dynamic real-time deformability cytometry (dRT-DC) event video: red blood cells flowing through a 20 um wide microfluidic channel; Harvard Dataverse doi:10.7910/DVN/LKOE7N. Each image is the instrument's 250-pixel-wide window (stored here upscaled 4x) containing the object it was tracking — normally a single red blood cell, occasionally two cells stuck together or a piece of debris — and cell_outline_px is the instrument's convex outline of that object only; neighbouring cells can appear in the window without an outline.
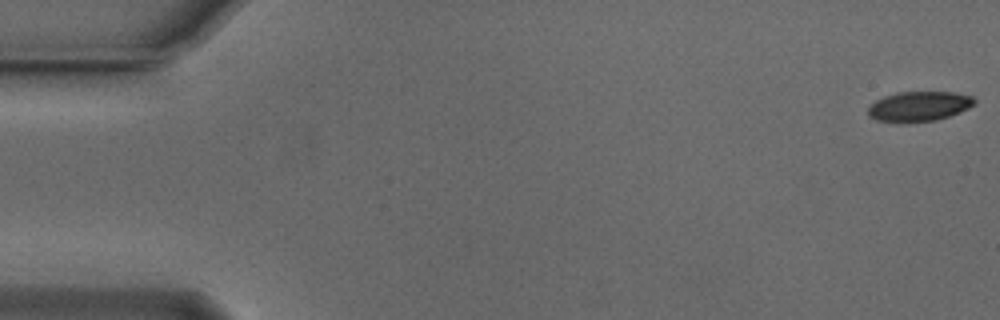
{"species": "Egyptian fruit bat (a non-hibernating species)", "species_latin": "Rousettus aegyptiacus", "temperature_condition": "cold", "stored_images_in_passage": 14, "camera_frame_rate_fps": 3000, "um_per_image_px": 0.085, "animal": {"sex": "male"}, "frame": {"image": 1, "passage_image": 1, "time_ms": 0.0, "image_size_px": [1000, 320], "cell_outline_px": [[976, 104], [960, 112], [936, 120], [904, 124], [876, 120], [868, 116], [868, 108], [876, 100], [884, 96], [896, 92], [952, 92], [972, 96], [976, 100]], "centroid_in_image_um": [78.1, 9.06], "position_along_channel_um": 6.9, "area_um2": 18.84}}
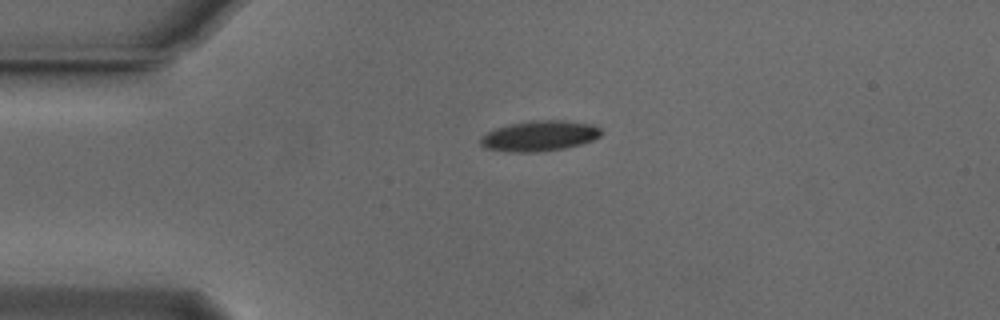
{"frame": {"image": 2, "passage_image": 13, "time_ms": 4.0, "image_size_px": [1000, 320], "cell_outline_px": [[604, 132], [600, 136], [592, 140], [580, 144], [564, 148], [540, 152], [512, 152], [484, 148], [480, 144], [480, 136], [496, 128], [512, 124], [532, 120], [564, 120], [592, 124], [600, 128]], "centroid_in_image_um": [45.86, 11.55], "position_along_channel_um": 39.1, "area_um2": 21.44}}